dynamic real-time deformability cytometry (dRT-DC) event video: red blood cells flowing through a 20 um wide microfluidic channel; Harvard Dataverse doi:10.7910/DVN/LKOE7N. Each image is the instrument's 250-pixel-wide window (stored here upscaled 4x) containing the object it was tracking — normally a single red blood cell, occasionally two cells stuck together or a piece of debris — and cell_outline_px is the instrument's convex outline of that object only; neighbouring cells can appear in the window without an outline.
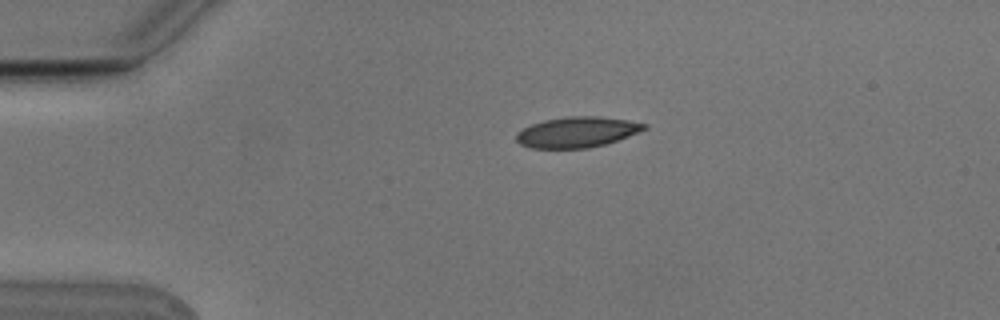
{"species": "Egyptian fruit bat (a non-hibernating species)", "species_latin": "Rousettus aegyptiacus", "temperature_condition": "cold", "stored_images_in_passage": 3, "camera_frame_rate_fps": 3000, "um_per_image_px": 0.085, "animal": {"sex": "male"}, "frame": {"image": 1, "passage_image": 2, "time_ms": 0.333, "image_size_px": [1000, 320], "cell_outline_px": [[648, 128], [640, 132], [604, 144], [588, 148], [532, 148], [520, 144], [516, 140], [516, 132], [532, 124], [544, 120], [568, 116], [596, 116], [628, 120], [648, 124]], "centroid_in_image_um": [49.05, 11.22], "position_along_channel_um": 35.9, "area_um2": 22.72}}